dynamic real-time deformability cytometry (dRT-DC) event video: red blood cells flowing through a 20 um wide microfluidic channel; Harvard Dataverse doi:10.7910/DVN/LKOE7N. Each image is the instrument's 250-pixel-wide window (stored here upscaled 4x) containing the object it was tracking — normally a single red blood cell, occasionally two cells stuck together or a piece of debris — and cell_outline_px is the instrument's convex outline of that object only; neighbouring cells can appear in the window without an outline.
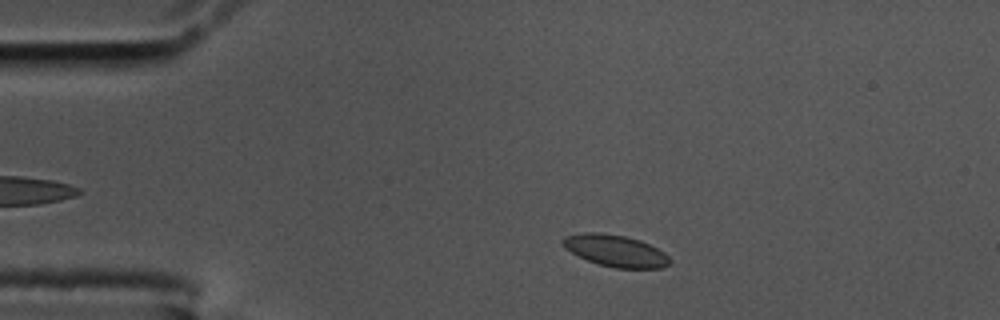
{"species": "common noctule bat (a hibernating species)", "species_latin": "Nyctalus noctula", "temperature_condition": "cold", "stored_images_in_passage": 42, "camera_frame_rate_fps": 3000, "um_per_image_px": 0.085, "animal": {"sex": "male", "body_mass_g": 17.5, "forearm_length_mm": 52.3}, "frame": {"image": 1, "passage_image": 6, "time_ms": 1.667, "image_size_px": [1000, 320], "cell_outline_px": [[672, 260], [664, 268], [616, 268], [600, 264], [588, 260], [564, 248], [560, 244], [560, 240], [564, 236], [584, 232], [600, 232], [624, 236], [640, 240], [664, 252]], "centroid_in_image_um": [52.29, 21.3], "position_along_channel_um": 32.7, "area_um2": 19.77}}
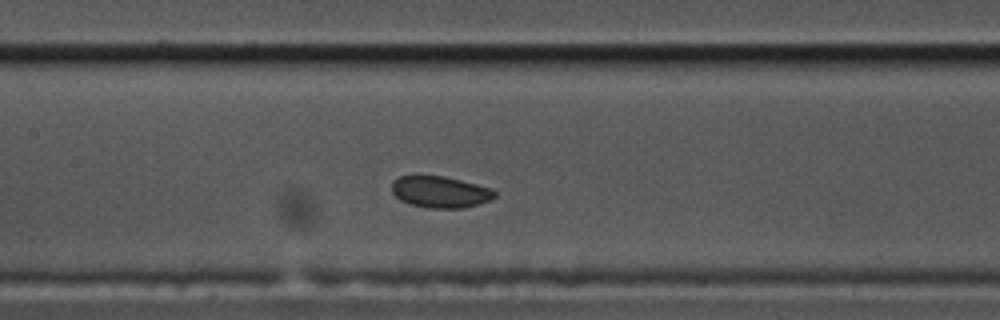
{"frame": {"image": 2, "passage_image": 22, "time_ms": 7.0, "image_size_px": [1000, 320], "cell_outline_px": [[496, 196], [488, 200], [464, 208], [428, 208], [412, 204], [400, 200], [392, 192], [392, 180], [400, 176], [416, 172], [444, 176], [492, 188], [496, 192]], "centroid_in_image_um": [37.35, 16.26], "position_along_channel_um": 170.1, "area_um2": 19.36}}
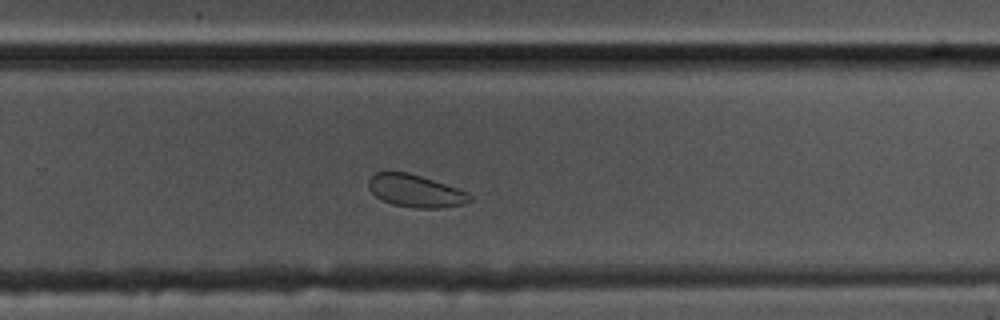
{"frame": {"image": 3, "passage_image": 33, "time_ms": 10.667, "image_size_px": [1000, 320], "cell_outline_px": [[472, 200], [464, 204], [440, 208], [416, 208], [392, 204], [380, 200], [368, 188], [368, 180], [376, 172], [408, 172], [468, 192], [472, 196]], "centroid_in_image_um": [35.3, 16.24], "position_along_channel_um": 294.5, "area_um2": 19.07}, "authors_computed_cell_mechanics": {"area_um2": 19.363, "velocity_mm_per_s": 3.4023, "shape_relaxation_time_tau1_ms": 1.3973, "shape_relaxation_time_tau2_ms": null, "deformation_change_tau1": 0.0356, "deformation_change_tau2": null}}